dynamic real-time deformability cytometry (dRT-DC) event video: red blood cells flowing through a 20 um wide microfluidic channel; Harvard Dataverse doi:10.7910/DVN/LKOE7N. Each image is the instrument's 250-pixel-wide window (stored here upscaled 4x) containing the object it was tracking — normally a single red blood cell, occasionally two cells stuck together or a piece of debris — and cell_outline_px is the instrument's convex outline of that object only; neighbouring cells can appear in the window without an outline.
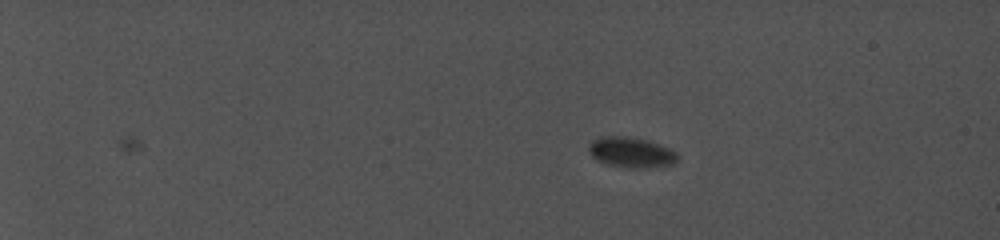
{"species": "common noctule bat (a hibernating species)", "species_latin": "Nyctalus noctula", "temperature_condition": "cold", "stored_images_in_passage": 39, "camera_frame_rate_fps": 5000, "um_per_image_px": 0.085, "animal": {"sex": "female", "body_mass_g": 19.0, "forearm_length_mm": 56.7}, "frame": {"image": 1, "passage_image": 1, "time_ms": 0.0, "image_size_px": [1000, 240], "cell_outline_px": [[676, 164], [648, 168], [628, 168], [608, 164], [596, 160], [592, 156], [588, 148], [588, 144], [592, 140], [600, 136], [628, 136], [648, 140], [660, 144], [676, 152]], "centroid_in_image_um": [53.63, 12.95], "position_along_channel_um": 31.4, "area_um2": 15.9}}
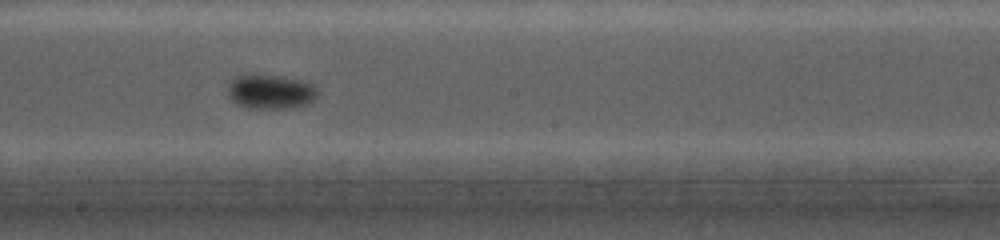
{"frame": {"image": 2, "passage_image": 25, "time_ms": 9.2, "image_size_px": [1000, 240], "cell_outline_px": [[320, 92], [308, 104], [284, 108], [248, 108], [236, 104], [228, 96], [228, 84], [240, 72], [248, 72], [280, 76], [304, 80], [312, 84]], "centroid_in_image_um": [22.95, 7.75], "position_along_channel_um": 225.2, "area_um2": 18.55}}
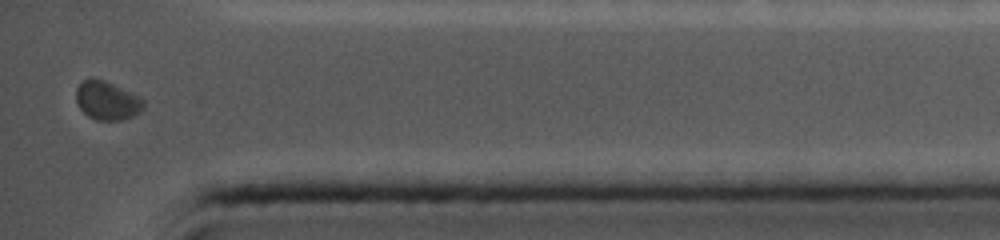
{"frame": {"image": 3, "passage_image": 39, "time_ms": 14.4, "image_size_px": [1000, 240], "cell_outline_px": [[144, 108], [140, 112], [124, 120], [96, 120], [88, 116], [80, 108], [76, 100], [76, 88], [84, 80], [92, 76], [104, 80], [144, 100]], "centroid_in_image_um": [9.08, 8.55], "position_along_channel_um": 426.1, "area_um2": 15.03}, "authors_computed_cell_mechanics": {"area_um2": 16.2996, "velocity_mm_per_s": 3.8687, "shape_relaxation_time_tau1_ms": 0.077, "shape_relaxation_time_tau2_ms": null, "deformation_change_tau1": 0.0299, "deformation_change_tau2": null}}